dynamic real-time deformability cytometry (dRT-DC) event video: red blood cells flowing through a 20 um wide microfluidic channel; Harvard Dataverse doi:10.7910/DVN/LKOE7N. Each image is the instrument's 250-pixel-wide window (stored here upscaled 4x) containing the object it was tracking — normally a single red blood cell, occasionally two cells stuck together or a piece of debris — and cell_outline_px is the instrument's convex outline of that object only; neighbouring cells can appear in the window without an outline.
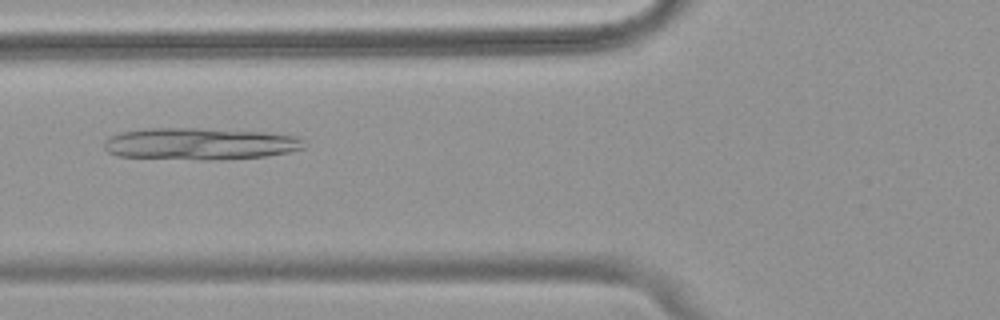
{"species": "common noctule bat (a hibernating species)", "species_latin": "Nyctalus noctula", "temperature_condition": "warm", "stored_images_in_passage": 53, "camera_frame_rate_fps": 3000, "um_per_image_px": 0.085, "animal": {"sex": "female", "body_mass_g": 18.4}, "frame": {"image": 1, "passage_image": 21, "time_ms": 6.667, "image_size_px": [1000, 320], "cell_outline_px": [[304, 148], [288, 152], [264, 156], [116, 156], [108, 152], [104, 148], [104, 140], [120, 132], [148, 128], [196, 128], [264, 132], [296, 136], [304, 140]], "centroid_in_image_um": [16.98, 12.15], "position_along_channel_um": 108.8, "area_um2": 34.85}}
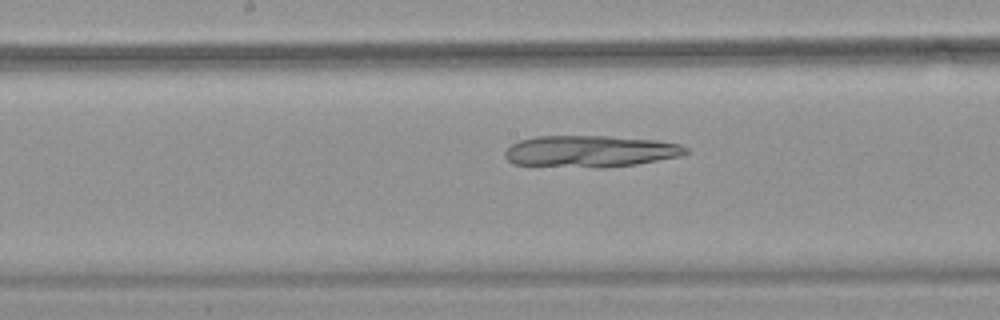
{"frame": {"image": 2, "passage_image": 28, "time_ms": 9.0, "image_size_px": [1000, 320], "cell_outline_px": [[688, 152], [680, 156], [636, 164], [604, 168], [592, 168], [512, 164], [504, 156], [504, 152], [512, 144], [520, 140], [536, 136], [608, 136], [656, 140], [680, 144], [688, 148]], "centroid_in_image_um": [50.16, 12.87], "position_along_channel_um": 198.0, "area_um2": 33.52}}
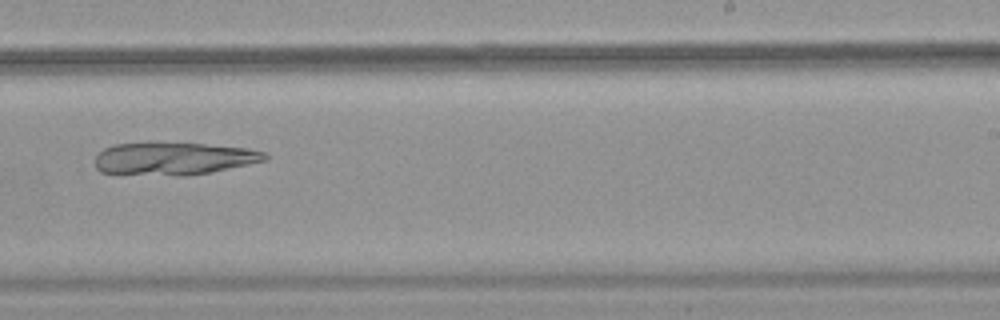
{"frame": {"image": 3, "passage_image": 34, "time_ms": 11.0, "image_size_px": [1000, 320], "cell_outline_px": [[268, 160], [212, 172], [176, 176], [100, 172], [96, 168], [96, 156], [104, 148], [112, 144], [148, 140], [204, 144], [248, 148], [264, 152], [268, 156]], "centroid_in_image_um": [14.73, 13.44], "position_along_channel_um": 274.3, "area_um2": 33.06}}